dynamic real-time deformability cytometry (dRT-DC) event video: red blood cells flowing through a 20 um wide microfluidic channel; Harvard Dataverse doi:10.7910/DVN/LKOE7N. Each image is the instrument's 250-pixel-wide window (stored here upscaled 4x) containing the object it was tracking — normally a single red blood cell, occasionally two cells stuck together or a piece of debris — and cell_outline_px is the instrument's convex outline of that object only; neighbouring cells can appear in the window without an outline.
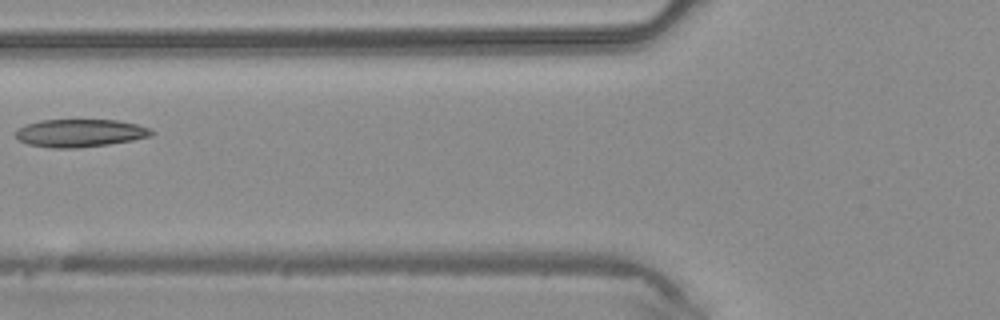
{"species": "common noctule bat (a hibernating species)", "species_latin": "Nyctalus noctula", "temperature_condition": "warm", "stored_images_in_passage": 2, "camera_frame_rate_fps": 3000, "um_per_image_px": 0.085, "animal": {"sex": "male", "body_mass_g": 20.4}, "frame": {"image": 1, "passage_image": 2, "time_ms": 0.333, "image_size_px": [1000, 320], "cell_outline_px": [[156, 132], [152, 136], [132, 140], [108, 144], [76, 148], [52, 148], [28, 144], [20, 140], [16, 136], [16, 132], [20, 128], [28, 124], [40, 120], [116, 120], [136, 124], [148, 128]], "centroid_in_image_um": [6.83, 11.31], "position_along_channel_um": 119.0, "area_um2": 21.79}}